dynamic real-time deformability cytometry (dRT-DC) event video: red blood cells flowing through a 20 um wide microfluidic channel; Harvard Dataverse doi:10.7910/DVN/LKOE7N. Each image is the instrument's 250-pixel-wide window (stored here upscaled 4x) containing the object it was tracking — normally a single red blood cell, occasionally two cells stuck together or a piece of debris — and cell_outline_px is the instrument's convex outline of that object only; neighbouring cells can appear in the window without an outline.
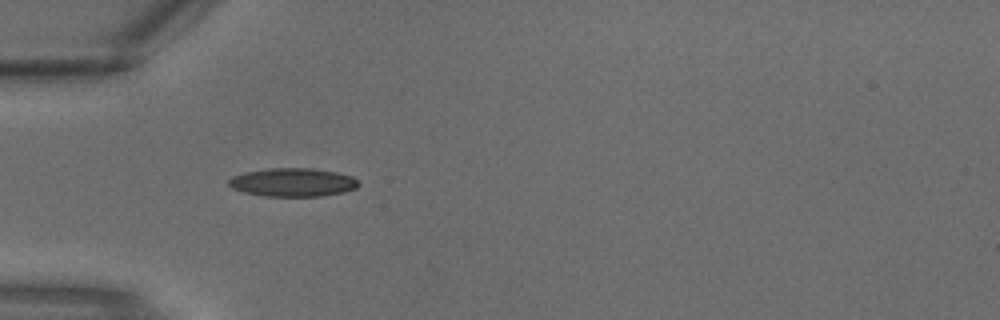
{"species": "common noctule bat (a hibernating species)", "species_latin": "Nyctalus noctula", "temperature_condition": "warm", "stored_images_in_passage": 1, "camera_frame_rate_fps": 3000, "um_per_image_px": 0.085, "animal": {"sex": "male", "body_mass_g": 18.8}, "frame": {"image": 1, "passage_image": 1, "time_ms": 0.0, "image_size_px": [1000, 320], "cell_outline_px": [[360, 184], [356, 188], [344, 192], [324, 196], [264, 196], [244, 192], [232, 188], [228, 184], [228, 180], [232, 176], [244, 172], [272, 168], [312, 168], [336, 172], [352, 176]], "centroid_in_image_um": [24.89, 15.5], "position_along_channel_um": 60.1, "area_um2": 21.56}}